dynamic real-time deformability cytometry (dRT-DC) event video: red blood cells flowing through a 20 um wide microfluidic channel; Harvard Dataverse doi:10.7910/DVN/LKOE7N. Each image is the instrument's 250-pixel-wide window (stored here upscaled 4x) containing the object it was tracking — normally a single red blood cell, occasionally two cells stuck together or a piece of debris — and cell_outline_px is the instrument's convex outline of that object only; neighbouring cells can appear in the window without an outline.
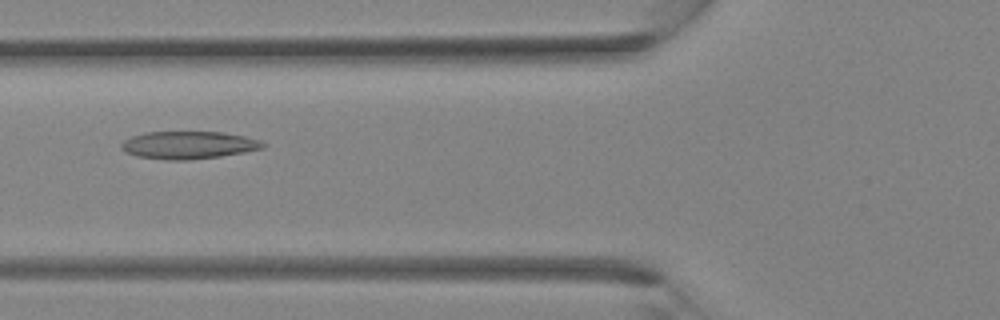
{"species": "Egyptian fruit bat (a non-hibernating species)", "species_latin": "Rousettus aegyptiacus", "temperature_condition": "room temperature", "stored_images_in_passage": 31, "camera_frame_rate_fps": 3000, "um_per_image_px": 0.085, "animal": {"sex": "female"}, "frame": {"image": 1, "passage_image": 10, "time_ms": 3.0, "image_size_px": [1000, 320], "cell_outline_px": [[264, 148], [244, 152], [220, 156], [192, 160], [168, 160], [136, 156], [124, 152], [120, 148], [120, 144], [124, 140], [132, 136], [148, 132], [220, 132], [244, 136], [260, 140], [264, 144]], "centroid_in_image_um": [15.98, 12.34], "position_along_channel_um": 109.8, "area_um2": 22.77}}
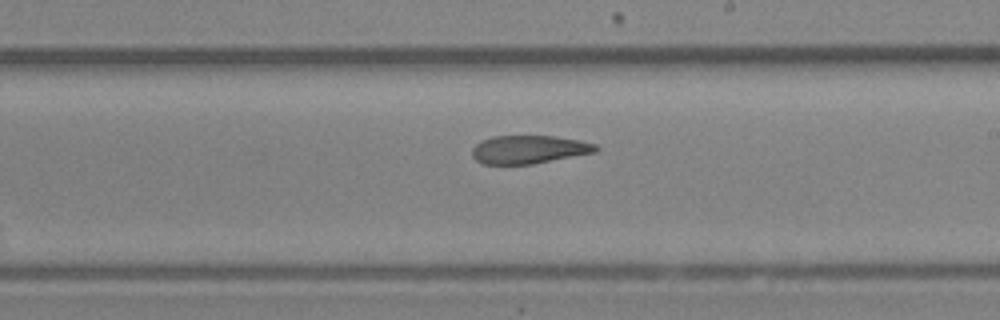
{"frame": {"image": 2, "passage_image": 17, "time_ms": 5.333, "image_size_px": [1000, 320], "cell_outline_px": [[600, 148], [596, 152], [532, 164], [484, 164], [476, 160], [472, 156], [472, 148], [480, 140], [492, 136], [556, 136], [580, 140], [596, 144]], "centroid_in_image_um": [44.96, 12.7], "position_along_channel_um": 244.0, "area_um2": 20.46}}
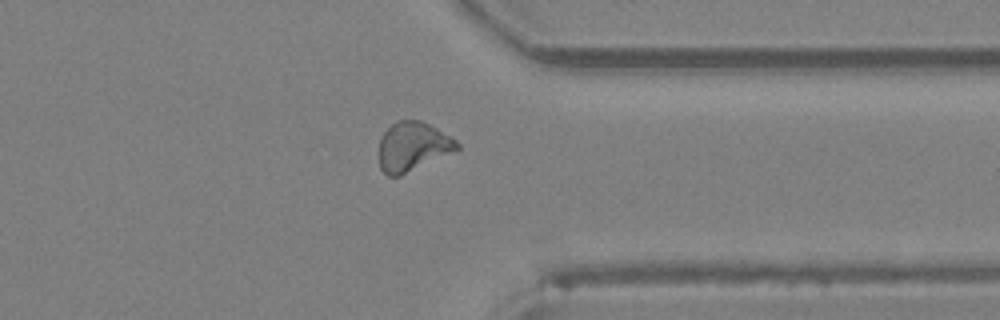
{"frame": {"image": 3, "passage_image": 24, "time_ms": 7.667, "image_size_px": [1000, 320], "cell_outline_px": [[460, 148], [400, 176], [388, 176], [380, 168], [380, 136], [396, 120], [420, 120], [436, 128], [456, 140], [460, 144]], "centroid_in_image_um": [35.06, 12.45], "position_along_channel_um": 376.3, "area_um2": 22.02}}